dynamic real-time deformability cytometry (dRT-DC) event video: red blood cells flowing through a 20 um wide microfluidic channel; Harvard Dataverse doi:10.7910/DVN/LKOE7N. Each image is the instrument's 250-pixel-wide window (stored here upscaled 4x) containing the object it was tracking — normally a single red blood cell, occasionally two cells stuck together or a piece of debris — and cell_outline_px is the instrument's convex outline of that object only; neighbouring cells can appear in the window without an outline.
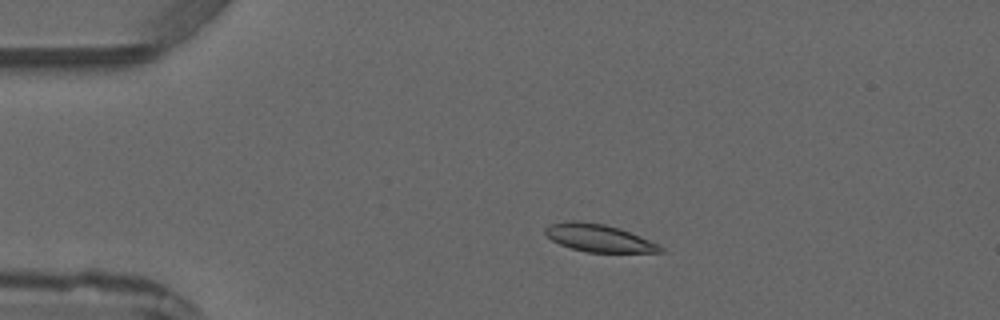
{"species": "common noctule bat (a hibernating species)", "species_latin": "Nyctalus noctula", "temperature_condition": "warm", "stored_images_in_passage": 4, "camera_frame_rate_fps": 3000, "um_per_image_px": 0.085, "animal": {"sex": "male", "forearm_length_mm": 52.5}, "frame": {"image": 1, "passage_image": 3, "time_ms": 2.0, "image_size_px": [1000, 320], "cell_outline_px": [[664, 252], [588, 252], [572, 248], [560, 244], [552, 240], [544, 232], [544, 228], [548, 224], [564, 220], [576, 220], [604, 224], [620, 228], [640, 236], [664, 248]], "centroid_in_image_um": [50.84, 20.21], "position_along_channel_um": 34.2, "area_um2": 18.44}}